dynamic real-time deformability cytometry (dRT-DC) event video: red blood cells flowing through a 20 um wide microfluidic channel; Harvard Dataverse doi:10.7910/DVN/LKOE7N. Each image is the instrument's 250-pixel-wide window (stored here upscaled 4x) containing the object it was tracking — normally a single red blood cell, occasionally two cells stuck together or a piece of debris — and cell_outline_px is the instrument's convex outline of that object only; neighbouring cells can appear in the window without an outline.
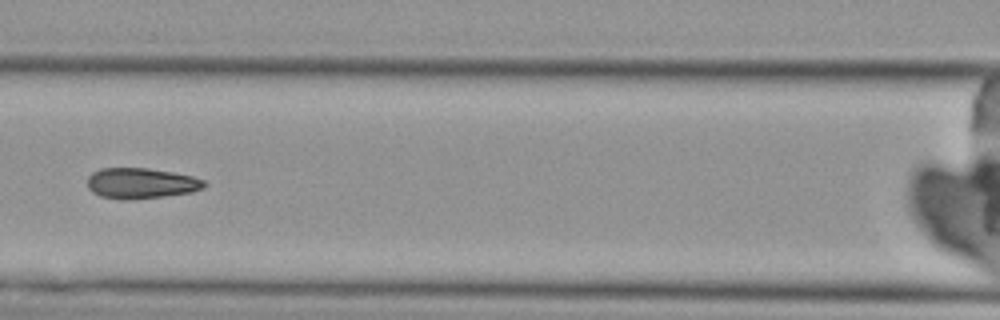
{"species": "Egyptian fruit bat (a non-hibernating species)", "species_latin": "Rousettus aegyptiacus", "temperature_condition": "cold", "stored_images_in_passage": 6, "camera_frame_rate_fps": 3000, "um_per_image_px": 0.085, "animal": {"sex": "female"}, "frame": {"image": 1, "passage_image": 6, "time_ms": 6.667, "image_size_px": [1000, 320], "cell_outline_px": [[208, 184], [204, 188], [192, 192], [132, 200], [128, 200], [100, 196], [92, 192], [88, 188], [88, 176], [92, 172], [100, 168], [148, 168], [172, 172], [192, 176], [204, 180]], "centroid_in_image_um": [11.99, 15.57], "position_along_channel_um": 154.6, "area_um2": 20.92}}